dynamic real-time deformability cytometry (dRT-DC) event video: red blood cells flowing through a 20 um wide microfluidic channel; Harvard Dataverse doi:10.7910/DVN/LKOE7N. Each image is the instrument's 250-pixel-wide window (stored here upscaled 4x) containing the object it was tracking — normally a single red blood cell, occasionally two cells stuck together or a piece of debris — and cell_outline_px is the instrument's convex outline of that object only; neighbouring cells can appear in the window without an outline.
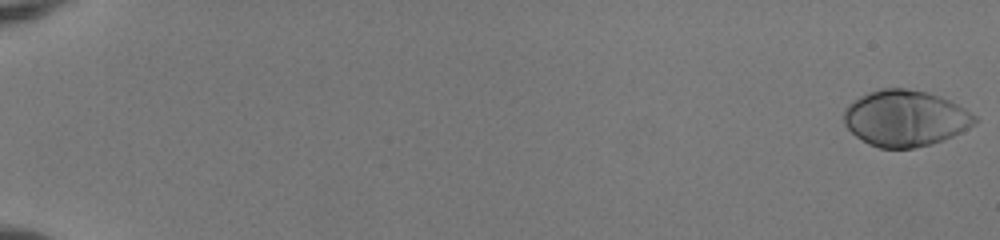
{"species": "human", "species_latin": "Homo sapiens", "temperature_condition": "room temperature", "stored_images_in_passage": 54, "camera_frame_rate_fps": 3000, "um_per_image_px": 0.085, "donor": {"sex": "female"}, "frame": {"image": 1, "passage_image": 1, "time_ms": 0.0, "image_size_px": [1000, 240], "cell_outline_px": [[980, 120], [968, 128], [952, 136], [932, 144], [912, 148], [880, 148], [868, 144], [856, 136], [844, 124], [844, 108], [848, 104], [860, 96], [868, 92], [880, 88], [904, 88], [924, 92], [940, 96], [964, 108], [976, 116]], "centroid_in_image_um": [76.93, 10.05], "position_along_channel_um": 8.1, "area_um2": 42.71}}
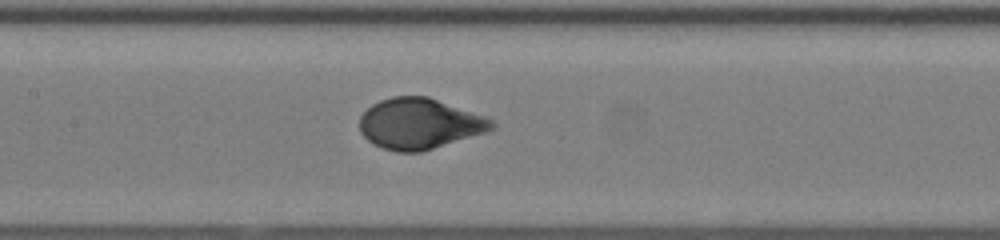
{"frame": {"image": 2, "passage_image": 29, "time_ms": 9.333, "image_size_px": [1000, 240], "cell_outline_px": [[496, 128], [488, 132], [420, 152], [396, 152], [380, 148], [368, 140], [360, 132], [360, 116], [372, 104], [380, 100], [392, 96], [428, 96], [484, 116], [492, 120], [496, 124]], "centroid_in_image_um": [35.66, 10.52], "position_along_channel_um": 171.7, "area_um2": 39.19}}
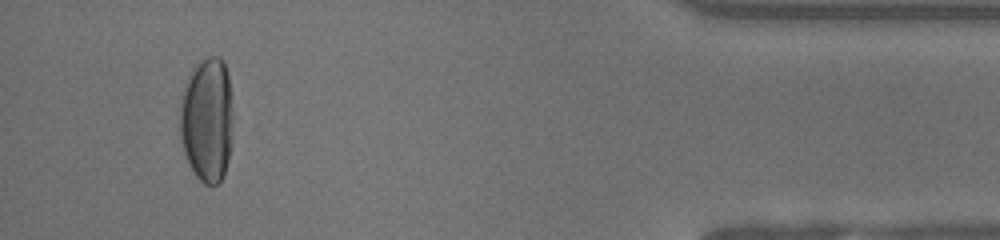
{"frame": {"image": 3, "passage_image": 51, "time_ms": 16.667, "image_size_px": [1000, 240], "cell_outline_px": [[232, 124], [228, 160], [224, 172], [220, 180], [216, 184], [204, 184], [196, 176], [184, 152], [180, 136], [180, 96], [196, 64], [208, 56], [220, 56], [224, 60], [228, 76], [232, 112]], "centroid_in_image_um": [17.59, 10.15], "position_along_channel_um": 417.6, "area_um2": 38.32}, "authors_computed_cell_mechanics": {"area_um2": 39.9398, "velocity_mm_per_s": 4.0158, "shape_relaxation_time_tau1_ms": 3.4262, "shape_relaxation_time_tau2_ms": null, "deformation_change_tau1": 0.2217, "deformation_change_tau2": null}}